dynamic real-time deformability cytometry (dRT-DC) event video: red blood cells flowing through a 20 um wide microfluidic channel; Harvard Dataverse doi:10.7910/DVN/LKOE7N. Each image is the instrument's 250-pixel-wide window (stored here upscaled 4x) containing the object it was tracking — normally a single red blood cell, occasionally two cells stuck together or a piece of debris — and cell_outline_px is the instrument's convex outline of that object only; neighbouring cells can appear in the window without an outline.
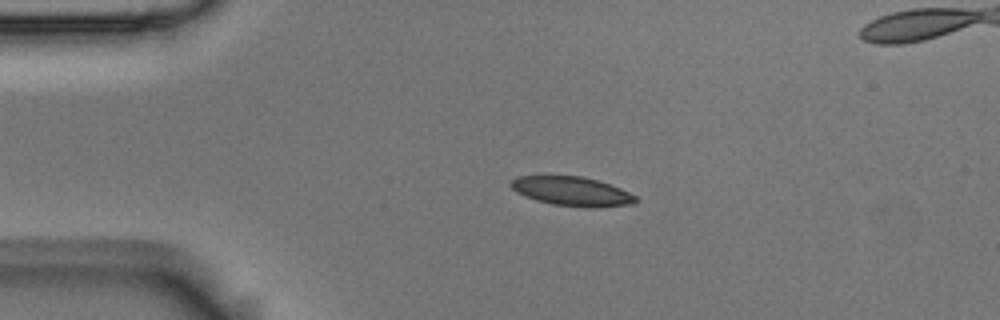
{"species": "Egyptian fruit bat (a non-hibernating species)", "species_latin": "Rousettus aegyptiacus", "temperature_condition": "room temperature", "stored_images_in_passage": 54, "camera_frame_rate_fps": 3000, "um_per_image_px": 0.085, "animal": {"sex": "male"}, "frame": {"image": 1, "passage_image": 11, "time_ms": 3.333, "image_size_px": [1000, 320], "cell_outline_px": [[640, 200], [636, 204], [592, 208], [584, 208], [552, 204], [536, 200], [524, 196], [516, 192], [508, 184], [516, 176], [584, 176], [620, 188], [636, 196]], "centroid_in_image_um": [48.63, 16.28], "position_along_channel_um": 36.4, "area_um2": 21.44}}
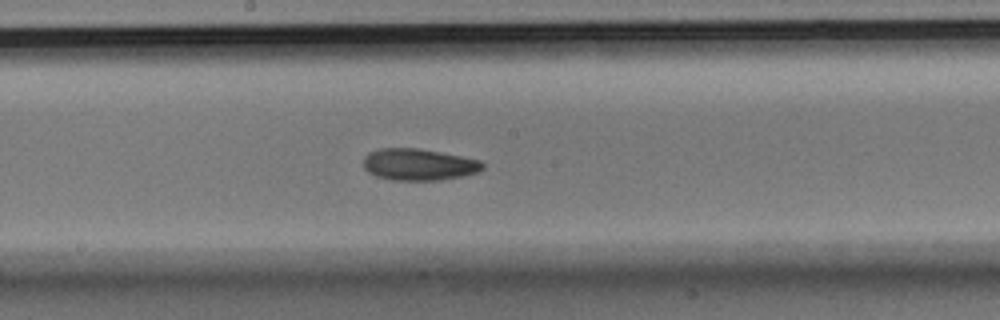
{"frame": {"image": 2, "passage_image": 28, "time_ms": 9.0, "image_size_px": [1000, 320], "cell_outline_px": [[484, 168], [480, 172], [464, 176], [440, 180], [392, 180], [376, 176], [368, 172], [364, 168], [364, 156], [368, 152], [380, 148], [420, 148], [480, 160], [484, 164]], "centroid_in_image_um": [35.6, 13.98], "position_along_channel_um": 212.6, "area_um2": 22.2}}
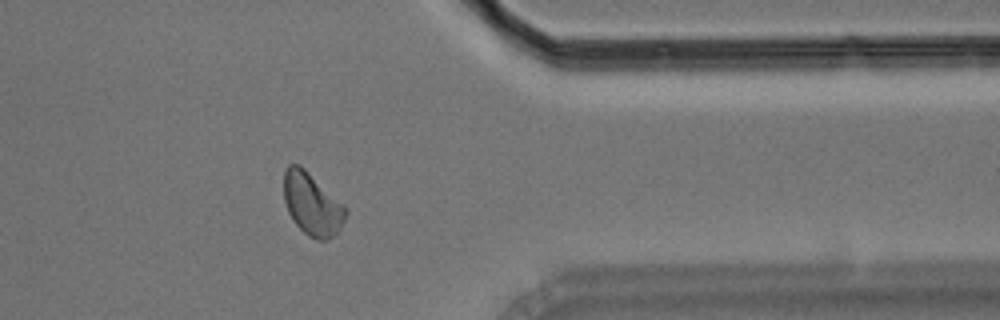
{"frame": {"image": 3, "passage_image": 43, "time_ms": 14.0, "image_size_px": [1000, 320], "cell_outline_px": [[348, 212], [340, 228], [328, 240], [316, 240], [308, 236], [292, 220], [288, 212], [284, 200], [284, 172], [288, 164], [300, 164], [344, 204], [348, 208]], "centroid_in_image_um": [26.53, 17.34], "position_along_channel_um": 384.9, "area_um2": 22.6}, "authors_computed_cell_mechanics": {"area_um2": 21.7906, "velocity_mm_per_s": 3.7131, "shape_relaxation_time_tau1_ms": 4.3086, "shape_relaxation_time_tau2_ms": 8.678, "deformation_change_tau1": 0.1038, "deformation_change_tau2": 0.1362}}